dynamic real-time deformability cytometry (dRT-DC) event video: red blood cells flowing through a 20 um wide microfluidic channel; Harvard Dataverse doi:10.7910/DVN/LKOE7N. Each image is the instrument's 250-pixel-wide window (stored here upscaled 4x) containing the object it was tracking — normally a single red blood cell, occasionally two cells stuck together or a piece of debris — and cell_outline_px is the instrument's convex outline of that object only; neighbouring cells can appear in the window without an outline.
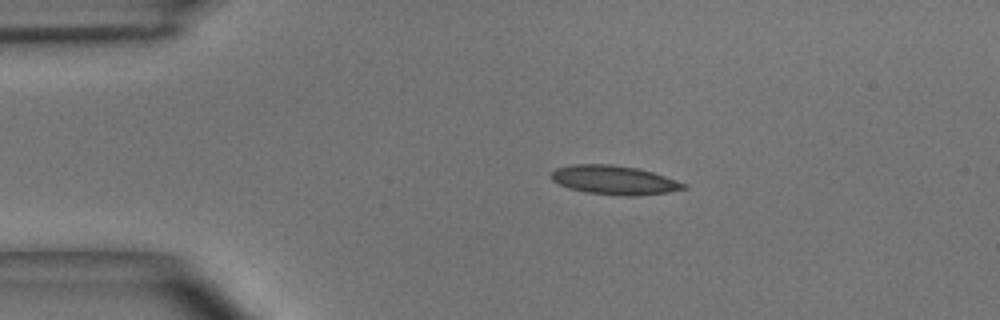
{"species": "common noctule bat (a hibernating species)", "species_latin": "Nyctalus noctula", "temperature_condition": "room temperature", "stored_images_in_passage": 2, "camera_frame_rate_fps": 3000, "um_per_image_px": 0.085, "animal": {"sex": "male", "body_mass_g": 15.6}, "frame": {"image": 1, "passage_image": 1, "time_ms": 0.0, "image_size_px": [1000, 320], "cell_outline_px": [[688, 188], [668, 192], [636, 196], [624, 196], [584, 192], [568, 188], [552, 180], [548, 176], [556, 168], [572, 164], [612, 164], [636, 168], [652, 172], [688, 184]], "centroid_in_image_um": [52.19, 15.31], "position_along_channel_um": 32.8, "area_um2": 22.48}}